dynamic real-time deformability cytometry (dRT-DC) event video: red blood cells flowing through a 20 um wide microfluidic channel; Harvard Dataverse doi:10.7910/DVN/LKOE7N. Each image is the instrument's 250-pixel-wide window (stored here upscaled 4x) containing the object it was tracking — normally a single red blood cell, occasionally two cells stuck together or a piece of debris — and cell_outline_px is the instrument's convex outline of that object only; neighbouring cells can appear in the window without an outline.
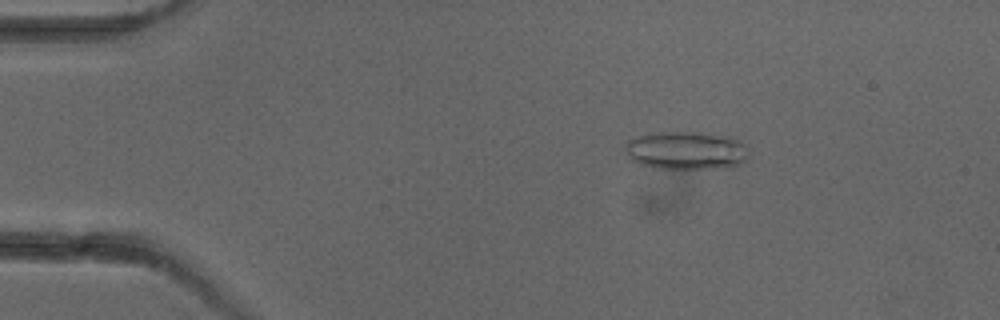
{"species": "common noctule bat (a hibernating species)", "species_latin": "Nyctalus noctula", "temperature_condition": "cold", "stored_images_in_passage": 5, "camera_frame_rate_fps": 3000, "um_per_image_px": 0.085, "animal": {"sex": "female"}, "frame": {"image": 1, "passage_image": 3, "time_ms": 2.667, "image_size_px": [1000, 320], "cell_outline_px": [[748, 156], [740, 164], [728, 168], [652, 168], [640, 164], [632, 160], [628, 156], [624, 148], [624, 144], [628, 140], [652, 132], [696, 132], [732, 136], [740, 140], [748, 148]], "centroid_in_image_um": [58.34, 12.78], "position_along_channel_um": 26.7, "area_um2": 27.8}}